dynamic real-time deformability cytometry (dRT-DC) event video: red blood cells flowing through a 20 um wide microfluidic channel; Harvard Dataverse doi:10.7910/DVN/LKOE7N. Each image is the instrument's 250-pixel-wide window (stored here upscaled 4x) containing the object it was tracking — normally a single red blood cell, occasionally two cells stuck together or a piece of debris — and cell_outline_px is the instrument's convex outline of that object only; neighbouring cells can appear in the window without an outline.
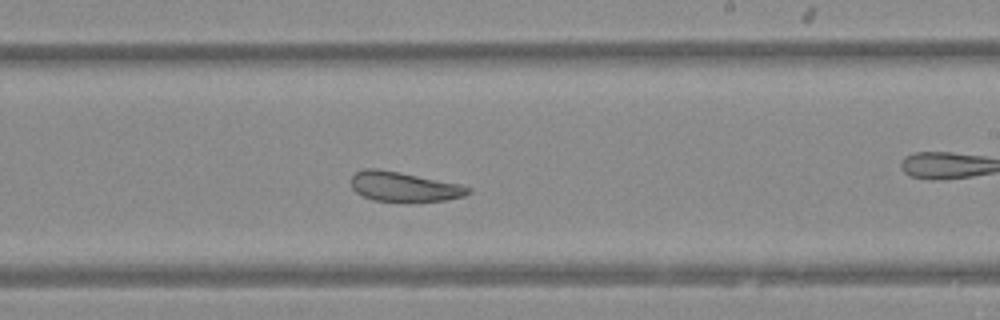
{"species": "Egyptian fruit bat (a non-hibernating species)", "species_latin": "Rousettus aegyptiacus", "temperature_condition": "warm", "stored_images_in_passage": 33, "camera_frame_rate_fps": 3000, "um_per_image_px": 0.085, "animal": {"sex": "female"}, "frame": {"image": 1, "passage_image": 19, "time_ms": 6.0, "image_size_px": [1000, 320], "cell_outline_px": [[472, 192], [464, 196], [448, 200], [408, 204], [404, 204], [372, 200], [356, 192], [352, 188], [352, 176], [356, 172], [364, 168], [376, 168], [400, 172], [460, 184], [472, 188]], "centroid_in_image_um": [34.38, 15.91], "position_along_channel_um": 254.6, "area_um2": 21.04}}